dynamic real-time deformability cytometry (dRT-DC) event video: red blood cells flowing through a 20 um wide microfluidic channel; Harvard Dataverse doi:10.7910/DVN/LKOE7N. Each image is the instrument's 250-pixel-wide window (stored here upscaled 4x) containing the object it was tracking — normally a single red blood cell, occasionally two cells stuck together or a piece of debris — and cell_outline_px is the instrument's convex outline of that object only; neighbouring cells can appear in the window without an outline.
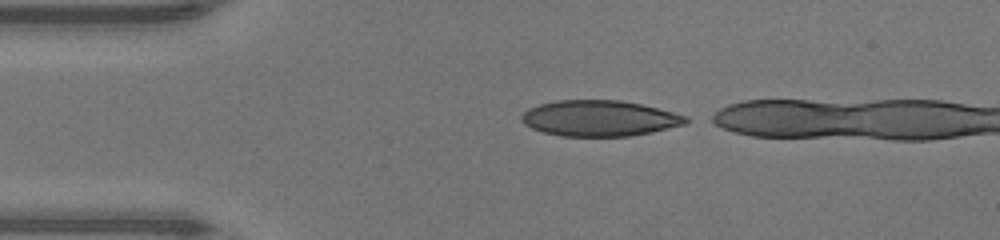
{"species": "human", "species_latin": "Homo sapiens", "temperature_condition": "warm", "stored_images_in_passage": 31, "camera_frame_rate_fps": 3000, "um_per_image_px": 0.085, "donor": {"sex": "male"}, "frame": {"image": 1, "passage_image": 1, "time_ms": 0.0, "image_size_px": [1000, 240], "cell_outline_px": [[688, 124], [652, 132], [632, 136], [560, 136], [544, 132], [532, 128], [524, 124], [520, 120], [520, 116], [528, 108], [540, 104], [556, 100], [620, 100], [640, 104], [688, 116]], "centroid_in_image_um": [50.95, 10.06], "position_along_channel_um": 34.1, "area_um2": 34.39}}
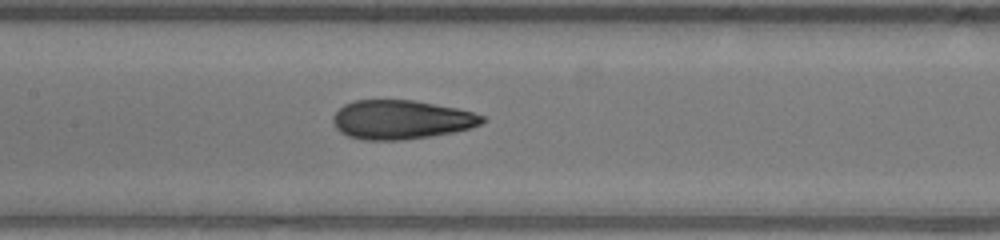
{"frame": {"image": 2, "passage_image": 13, "time_ms": 4.0, "image_size_px": [1000, 240], "cell_outline_px": [[484, 120], [480, 124], [472, 128], [452, 132], [428, 136], [400, 140], [364, 140], [348, 136], [340, 132], [336, 128], [332, 120], [332, 116], [344, 104], [352, 100], [416, 100], [456, 108], [472, 112], [484, 116]], "centroid_in_image_um": [34.07, 10.16], "position_along_channel_um": 173.3, "area_um2": 33.87}}
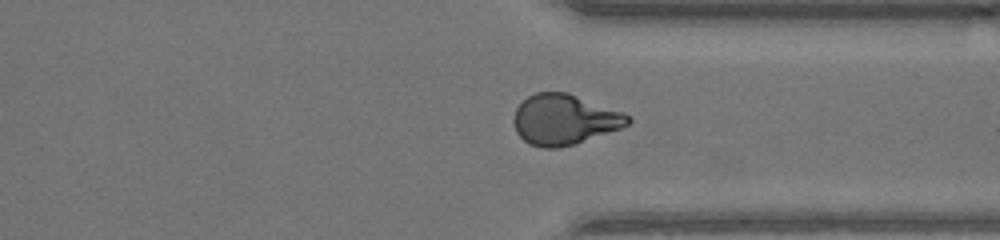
{"frame": {"image": 3, "passage_image": 26, "time_ms": 8.333, "image_size_px": [1000, 240], "cell_outline_px": [[632, 120], [628, 124], [620, 128], [572, 144], [556, 148], [544, 148], [528, 144], [516, 132], [512, 120], [516, 108], [528, 96], [536, 92], [568, 92], [624, 112], [632, 116]], "centroid_in_image_um": [47.96, 10.14], "position_along_channel_um": 363.4, "area_um2": 33.47}}